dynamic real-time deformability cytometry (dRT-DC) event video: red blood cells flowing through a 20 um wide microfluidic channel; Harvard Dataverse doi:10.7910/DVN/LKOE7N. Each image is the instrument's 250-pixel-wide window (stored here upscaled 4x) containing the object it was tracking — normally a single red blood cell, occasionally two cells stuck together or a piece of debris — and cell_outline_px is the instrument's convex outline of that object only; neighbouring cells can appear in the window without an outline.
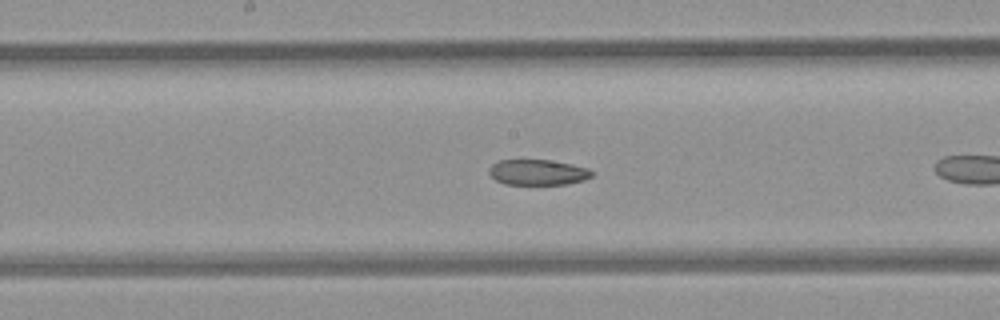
{"species": "common noctule bat (a hibernating species)", "species_latin": "Nyctalus noctula", "temperature_condition": "room temperature", "stored_images_in_passage": 18, "camera_frame_rate_fps": 3000, "um_per_image_px": 0.085, "animal": {"sex": "female", "body_mass_g": 21.9}, "frame": {"image": 1, "passage_image": 13, "time_ms": 4.0, "image_size_px": [1000, 320], "cell_outline_px": [[592, 176], [584, 180], [568, 184], [504, 184], [496, 180], [488, 172], [488, 168], [492, 164], [500, 160], [548, 160], [572, 164], [588, 168], [592, 172]], "centroid_in_image_um": [45.7, 14.64], "position_along_channel_um": 202.5, "area_um2": 15.26}}
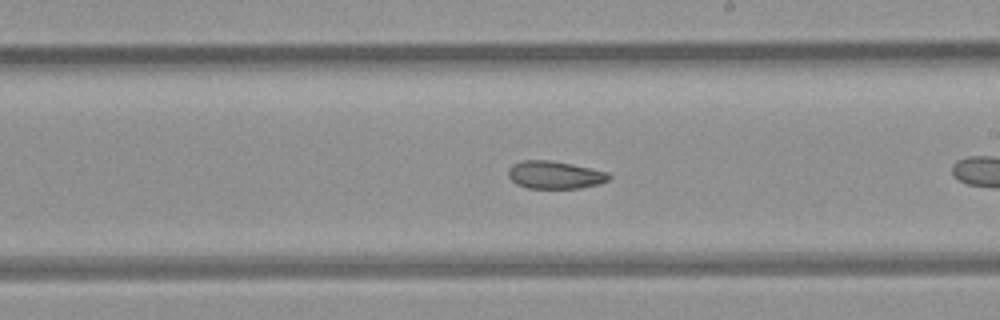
{"frame": {"image": 2, "passage_image": 16, "time_ms": 5.0, "image_size_px": [1000, 320], "cell_outline_px": [[612, 176], [608, 180], [600, 184], [580, 188], [528, 188], [516, 184], [508, 176], [508, 168], [512, 164], [524, 160], [552, 160], [572, 164], [608, 172]], "centroid_in_image_um": [47.16, 14.86], "position_along_channel_um": 241.8, "area_um2": 16.36}}